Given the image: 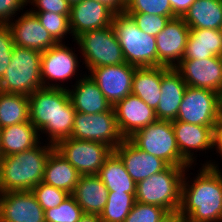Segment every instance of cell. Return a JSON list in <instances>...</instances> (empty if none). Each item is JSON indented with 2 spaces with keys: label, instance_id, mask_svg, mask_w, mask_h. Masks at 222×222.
Wrapping results in <instances>:
<instances>
[{
  "label": "cell",
  "instance_id": "4",
  "mask_svg": "<svg viewBox=\"0 0 222 222\" xmlns=\"http://www.w3.org/2000/svg\"><path fill=\"white\" fill-rule=\"evenodd\" d=\"M112 27L126 63L136 67L157 66L156 36L140 30L132 17L125 12L114 14Z\"/></svg>",
  "mask_w": 222,
  "mask_h": 222
},
{
  "label": "cell",
  "instance_id": "47",
  "mask_svg": "<svg viewBox=\"0 0 222 222\" xmlns=\"http://www.w3.org/2000/svg\"><path fill=\"white\" fill-rule=\"evenodd\" d=\"M71 6L82 2L83 0H66Z\"/></svg>",
  "mask_w": 222,
  "mask_h": 222
},
{
  "label": "cell",
  "instance_id": "8",
  "mask_svg": "<svg viewBox=\"0 0 222 222\" xmlns=\"http://www.w3.org/2000/svg\"><path fill=\"white\" fill-rule=\"evenodd\" d=\"M129 139L139 149L164 160L169 166H192L180 154L172 121L156 120L136 131Z\"/></svg>",
  "mask_w": 222,
  "mask_h": 222
},
{
  "label": "cell",
  "instance_id": "9",
  "mask_svg": "<svg viewBox=\"0 0 222 222\" xmlns=\"http://www.w3.org/2000/svg\"><path fill=\"white\" fill-rule=\"evenodd\" d=\"M222 116V95L202 88L186 87L176 119L195 125L211 127Z\"/></svg>",
  "mask_w": 222,
  "mask_h": 222
},
{
  "label": "cell",
  "instance_id": "11",
  "mask_svg": "<svg viewBox=\"0 0 222 222\" xmlns=\"http://www.w3.org/2000/svg\"><path fill=\"white\" fill-rule=\"evenodd\" d=\"M71 138L100 142L113 150L124 140L117 126L113 107L109 111L96 114L76 112Z\"/></svg>",
  "mask_w": 222,
  "mask_h": 222
},
{
  "label": "cell",
  "instance_id": "3",
  "mask_svg": "<svg viewBox=\"0 0 222 222\" xmlns=\"http://www.w3.org/2000/svg\"><path fill=\"white\" fill-rule=\"evenodd\" d=\"M54 145L41 141L33 148L0 157V193L31 191L43 179Z\"/></svg>",
  "mask_w": 222,
  "mask_h": 222
},
{
  "label": "cell",
  "instance_id": "30",
  "mask_svg": "<svg viewBox=\"0 0 222 222\" xmlns=\"http://www.w3.org/2000/svg\"><path fill=\"white\" fill-rule=\"evenodd\" d=\"M109 192L136 194V183L128 174L121 159L112 152L98 173Z\"/></svg>",
  "mask_w": 222,
  "mask_h": 222
},
{
  "label": "cell",
  "instance_id": "42",
  "mask_svg": "<svg viewBox=\"0 0 222 222\" xmlns=\"http://www.w3.org/2000/svg\"><path fill=\"white\" fill-rule=\"evenodd\" d=\"M195 0H170L172 12L176 17H183Z\"/></svg>",
  "mask_w": 222,
  "mask_h": 222
},
{
  "label": "cell",
  "instance_id": "32",
  "mask_svg": "<svg viewBox=\"0 0 222 222\" xmlns=\"http://www.w3.org/2000/svg\"><path fill=\"white\" fill-rule=\"evenodd\" d=\"M136 194L108 192V200L100 214L102 222H124L136 199Z\"/></svg>",
  "mask_w": 222,
  "mask_h": 222
},
{
  "label": "cell",
  "instance_id": "44",
  "mask_svg": "<svg viewBox=\"0 0 222 222\" xmlns=\"http://www.w3.org/2000/svg\"><path fill=\"white\" fill-rule=\"evenodd\" d=\"M109 8L114 14L123 13L126 10L125 0H95Z\"/></svg>",
  "mask_w": 222,
  "mask_h": 222
},
{
  "label": "cell",
  "instance_id": "19",
  "mask_svg": "<svg viewBox=\"0 0 222 222\" xmlns=\"http://www.w3.org/2000/svg\"><path fill=\"white\" fill-rule=\"evenodd\" d=\"M113 108L119 132L124 139L157 120L155 110L133 94L118 101Z\"/></svg>",
  "mask_w": 222,
  "mask_h": 222
},
{
  "label": "cell",
  "instance_id": "15",
  "mask_svg": "<svg viewBox=\"0 0 222 222\" xmlns=\"http://www.w3.org/2000/svg\"><path fill=\"white\" fill-rule=\"evenodd\" d=\"M187 86L215 91L222 95V59L213 56L203 60H181L175 67Z\"/></svg>",
  "mask_w": 222,
  "mask_h": 222
},
{
  "label": "cell",
  "instance_id": "28",
  "mask_svg": "<svg viewBox=\"0 0 222 222\" xmlns=\"http://www.w3.org/2000/svg\"><path fill=\"white\" fill-rule=\"evenodd\" d=\"M80 176L79 172L54 149L49 154L42 182L72 194Z\"/></svg>",
  "mask_w": 222,
  "mask_h": 222
},
{
  "label": "cell",
  "instance_id": "45",
  "mask_svg": "<svg viewBox=\"0 0 222 222\" xmlns=\"http://www.w3.org/2000/svg\"><path fill=\"white\" fill-rule=\"evenodd\" d=\"M159 222H187L180 210L169 211Z\"/></svg>",
  "mask_w": 222,
  "mask_h": 222
},
{
  "label": "cell",
  "instance_id": "39",
  "mask_svg": "<svg viewBox=\"0 0 222 222\" xmlns=\"http://www.w3.org/2000/svg\"><path fill=\"white\" fill-rule=\"evenodd\" d=\"M14 41L8 25H0V79L10 65Z\"/></svg>",
  "mask_w": 222,
  "mask_h": 222
},
{
  "label": "cell",
  "instance_id": "1",
  "mask_svg": "<svg viewBox=\"0 0 222 222\" xmlns=\"http://www.w3.org/2000/svg\"><path fill=\"white\" fill-rule=\"evenodd\" d=\"M216 163L215 159L201 162L192 178L187 172L193 166L185 170L179 210L187 222H222V170Z\"/></svg>",
  "mask_w": 222,
  "mask_h": 222
},
{
  "label": "cell",
  "instance_id": "10",
  "mask_svg": "<svg viewBox=\"0 0 222 222\" xmlns=\"http://www.w3.org/2000/svg\"><path fill=\"white\" fill-rule=\"evenodd\" d=\"M67 45V43L65 45V42H58L51 48L42 51L41 81L43 88L67 89L68 86L66 85L73 77L76 76L80 79L85 75L82 73L79 75L78 54L73 51L75 50L73 47L70 48Z\"/></svg>",
  "mask_w": 222,
  "mask_h": 222
},
{
  "label": "cell",
  "instance_id": "7",
  "mask_svg": "<svg viewBox=\"0 0 222 222\" xmlns=\"http://www.w3.org/2000/svg\"><path fill=\"white\" fill-rule=\"evenodd\" d=\"M74 42L79 48L80 62L89 71L95 67L125 63L119 41L111 26L89 30L77 36ZM82 60V61H81Z\"/></svg>",
  "mask_w": 222,
  "mask_h": 222
},
{
  "label": "cell",
  "instance_id": "2",
  "mask_svg": "<svg viewBox=\"0 0 222 222\" xmlns=\"http://www.w3.org/2000/svg\"><path fill=\"white\" fill-rule=\"evenodd\" d=\"M75 113L67 89L41 88L29 95L30 122L41 135L40 140L51 145L71 137Z\"/></svg>",
  "mask_w": 222,
  "mask_h": 222
},
{
  "label": "cell",
  "instance_id": "27",
  "mask_svg": "<svg viewBox=\"0 0 222 222\" xmlns=\"http://www.w3.org/2000/svg\"><path fill=\"white\" fill-rule=\"evenodd\" d=\"M162 66L137 67L132 79L131 94L156 110L161 96Z\"/></svg>",
  "mask_w": 222,
  "mask_h": 222
},
{
  "label": "cell",
  "instance_id": "29",
  "mask_svg": "<svg viewBox=\"0 0 222 222\" xmlns=\"http://www.w3.org/2000/svg\"><path fill=\"white\" fill-rule=\"evenodd\" d=\"M182 18L190 29H221L222 0H195Z\"/></svg>",
  "mask_w": 222,
  "mask_h": 222
},
{
  "label": "cell",
  "instance_id": "37",
  "mask_svg": "<svg viewBox=\"0 0 222 222\" xmlns=\"http://www.w3.org/2000/svg\"><path fill=\"white\" fill-rule=\"evenodd\" d=\"M167 212L157 205L135 202L124 222H159Z\"/></svg>",
  "mask_w": 222,
  "mask_h": 222
},
{
  "label": "cell",
  "instance_id": "21",
  "mask_svg": "<svg viewBox=\"0 0 222 222\" xmlns=\"http://www.w3.org/2000/svg\"><path fill=\"white\" fill-rule=\"evenodd\" d=\"M114 13L95 0H83L71 6L69 15L73 41L83 32L112 25Z\"/></svg>",
  "mask_w": 222,
  "mask_h": 222
},
{
  "label": "cell",
  "instance_id": "31",
  "mask_svg": "<svg viewBox=\"0 0 222 222\" xmlns=\"http://www.w3.org/2000/svg\"><path fill=\"white\" fill-rule=\"evenodd\" d=\"M27 121L29 96L0 91V129Z\"/></svg>",
  "mask_w": 222,
  "mask_h": 222
},
{
  "label": "cell",
  "instance_id": "22",
  "mask_svg": "<svg viewBox=\"0 0 222 222\" xmlns=\"http://www.w3.org/2000/svg\"><path fill=\"white\" fill-rule=\"evenodd\" d=\"M186 87L187 84L176 68L162 66L161 96L155 110L157 120L176 119Z\"/></svg>",
  "mask_w": 222,
  "mask_h": 222
},
{
  "label": "cell",
  "instance_id": "17",
  "mask_svg": "<svg viewBox=\"0 0 222 222\" xmlns=\"http://www.w3.org/2000/svg\"><path fill=\"white\" fill-rule=\"evenodd\" d=\"M0 222H45L43 208L32 191L0 193Z\"/></svg>",
  "mask_w": 222,
  "mask_h": 222
},
{
  "label": "cell",
  "instance_id": "25",
  "mask_svg": "<svg viewBox=\"0 0 222 222\" xmlns=\"http://www.w3.org/2000/svg\"><path fill=\"white\" fill-rule=\"evenodd\" d=\"M39 142V132L30 121L7 126L0 129V156L23 152Z\"/></svg>",
  "mask_w": 222,
  "mask_h": 222
},
{
  "label": "cell",
  "instance_id": "34",
  "mask_svg": "<svg viewBox=\"0 0 222 222\" xmlns=\"http://www.w3.org/2000/svg\"><path fill=\"white\" fill-rule=\"evenodd\" d=\"M45 222H78L83 209L70 194L59 206L45 210Z\"/></svg>",
  "mask_w": 222,
  "mask_h": 222
},
{
  "label": "cell",
  "instance_id": "40",
  "mask_svg": "<svg viewBox=\"0 0 222 222\" xmlns=\"http://www.w3.org/2000/svg\"><path fill=\"white\" fill-rule=\"evenodd\" d=\"M31 12H53L62 15H70L71 5L66 0H27Z\"/></svg>",
  "mask_w": 222,
  "mask_h": 222
},
{
  "label": "cell",
  "instance_id": "38",
  "mask_svg": "<svg viewBox=\"0 0 222 222\" xmlns=\"http://www.w3.org/2000/svg\"><path fill=\"white\" fill-rule=\"evenodd\" d=\"M135 21L140 30L148 35L156 36L170 21L167 16L152 15L147 13H127Z\"/></svg>",
  "mask_w": 222,
  "mask_h": 222
},
{
  "label": "cell",
  "instance_id": "23",
  "mask_svg": "<svg viewBox=\"0 0 222 222\" xmlns=\"http://www.w3.org/2000/svg\"><path fill=\"white\" fill-rule=\"evenodd\" d=\"M85 74L80 79L75 78L76 83L67 88L75 111L86 114L109 111L113 106L86 71Z\"/></svg>",
  "mask_w": 222,
  "mask_h": 222
},
{
  "label": "cell",
  "instance_id": "26",
  "mask_svg": "<svg viewBox=\"0 0 222 222\" xmlns=\"http://www.w3.org/2000/svg\"><path fill=\"white\" fill-rule=\"evenodd\" d=\"M213 56L222 57V30L190 29L182 60H203Z\"/></svg>",
  "mask_w": 222,
  "mask_h": 222
},
{
  "label": "cell",
  "instance_id": "5",
  "mask_svg": "<svg viewBox=\"0 0 222 222\" xmlns=\"http://www.w3.org/2000/svg\"><path fill=\"white\" fill-rule=\"evenodd\" d=\"M41 56L42 52L14 45L10 65L0 79V91L29 96L43 88Z\"/></svg>",
  "mask_w": 222,
  "mask_h": 222
},
{
  "label": "cell",
  "instance_id": "13",
  "mask_svg": "<svg viewBox=\"0 0 222 222\" xmlns=\"http://www.w3.org/2000/svg\"><path fill=\"white\" fill-rule=\"evenodd\" d=\"M136 66L128 63L95 67L88 75L98 85L105 98L114 106L132 91V79ZM90 72V73H89Z\"/></svg>",
  "mask_w": 222,
  "mask_h": 222
},
{
  "label": "cell",
  "instance_id": "12",
  "mask_svg": "<svg viewBox=\"0 0 222 222\" xmlns=\"http://www.w3.org/2000/svg\"><path fill=\"white\" fill-rule=\"evenodd\" d=\"M54 147L81 176L98 175L105 160L113 152L106 144L71 137L59 141Z\"/></svg>",
  "mask_w": 222,
  "mask_h": 222
},
{
  "label": "cell",
  "instance_id": "24",
  "mask_svg": "<svg viewBox=\"0 0 222 222\" xmlns=\"http://www.w3.org/2000/svg\"><path fill=\"white\" fill-rule=\"evenodd\" d=\"M108 192L98 175H82L71 195L85 214L100 215L107 203Z\"/></svg>",
  "mask_w": 222,
  "mask_h": 222
},
{
  "label": "cell",
  "instance_id": "35",
  "mask_svg": "<svg viewBox=\"0 0 222 222\" xmlns=\"http://www.w3.org/2000/svg\"><path fill=\"white\" fill-rule=\"evenodd\" d=\"M125 13H147L176 18L172 12L170 0H128Z\"/></svg>",
  "mask_w": 222,
  "mask_h": 222
},
{
  "label": "cell",
  "instance_id": "36",
  "mask_svg": "<svg viewBox=\"0 0 222 222\" xmlns=\"http://www.w3.org/2000/svg\"><path fill=\"white\" fill-rule=\"evenodd\" d=\"M31 191L44 211L59 206L70 195L66 191L44 182H40Z\"/></svg>",
  "mask_w": 222,
  "mask_h": 222
},
{
  "label": "cell",
  "instance_id": "41",
  "mask_svg": "<svg viewBox=\"0 0 222 222\" xmlns=\"http://www.w3.org/2000/svg\"><path fill=\"white\" fill-rule=\"evenodd\" d=\"M27 6V0H0V25H7Z\"/></svg>",
  "mask_w": 222,
  "mask_h": 222
},
{
  "label": "cell",
  "instance_id": "16",
  "mask_svg": "<svg viewBox=\"0 0 222 222\" xmlns=\"http://www.w3.org/2000/svg\"><path fill=\"white\" fill-rule=\"evenodd\" d=\"M20 15L7 24L14 45L42 52L58 43L41 25L35 13L25 10Z\"/></svg>",
  "mask_w": 222,
  "mask_h": 222
},
{
  "label": "cell",
  "instance_id": "6",
  "mask_svg": "<svg viewBox=\"0 0 222 222\" xmlns=\"http://www.w3.org/2000/svg\"><path fill=\"white\" fill-rule=\"evenodd\" d=\"M186 168L168 166L165 170L137 183L136 202L157 205L168 212L179 210Z\"/></svg>",
  "mask_w": 222,
  "mask_h": 222
},
{
  "label": "cell",
  "instance_id": "14",
  "mask_svg": "<svg viewBox=\"0 0 222 222\" xmlns=\"http://www.w3.org/2000/svg\"><path fill=\"white\" fill-rule=\"evenodd\" d=\"M189 26L182 17L170 19L165 28L156 35L157 66L175 68L183 59Z\"/></svg>",
  "mask_w": 222,
  "mask_h": 222
},
{
  "label": "cell",
  "instance_id": "18",
  "mask_svg": "<svg viewBox=\"0 0 222 222\" xmlns=\"http://www.w3.org/2000/svg\"><path fill=\"white\" fill-rule=\"evenodd\" d=\"M113 152L136 184L169 166L164 160L139 149L129 138L124 139Z\"/></svg>",
  "mask_w": 222,
  "mask_h": 222
},
{
  "label": "cell",
  "instance_id": "20",
  "mask_svg": "<svg viewBox=\"0 0 222 222\" xmlns=\"http://www.w3.org/2000/svg\"><path fill=\"white\" fill-rule=\"evenodd\" d=\"M176 143L180 154L195 167L197 155L201 151L213 150L214 130L208 126L172 121ZM195 152V154H194ZM196 155V156H195Z\"/></svg>",
  "mask_w": 222,
  "mask_h": 222
},
{
  "label": "cell",
  "instance_id": "43",
  "mask_svg": "<svg viewBox=\"0 0 222 222\" xmlns=\"http://www.w3.org/2000/svg\"><path fill=\"white\" fill-rule=\"evenodd\" d=\"M213 149L222 159V116L214 127Z\"/></svg>",
  "mask_w": 222,
  "mask_h": 222
},
{
  "label": "cell",
  "instance_id": "46",
  "mask_svg": "<svg viewBox=\"0 0 222 222\" xmlns=\"http://www.w3.org/2000/svg\"><path fill=\"white\" fill-rule=\"evenodd\" d=\"M78 222H102L100 215L97 214H85L79 219Z\"/></svg>",
  "mask_w": 222,
  "mask_h": 222
},
{
  "label": "cell",
  "instance_id": "33",
  "mask_svg": "<svg viewBox=\"0 0 222 222\" xmlns=\"http://www.w3.org/2000/svg\"><path fill=\"white\" fill-rule=\"evenodd\" d=\"M33 13L36 14L41 25L57 42H64L67 35L72 36L69 24V15H62L53 12Z\"/></svg>",
  "mask_w": 222,
  "mask_h": 222
}]
</instances>
